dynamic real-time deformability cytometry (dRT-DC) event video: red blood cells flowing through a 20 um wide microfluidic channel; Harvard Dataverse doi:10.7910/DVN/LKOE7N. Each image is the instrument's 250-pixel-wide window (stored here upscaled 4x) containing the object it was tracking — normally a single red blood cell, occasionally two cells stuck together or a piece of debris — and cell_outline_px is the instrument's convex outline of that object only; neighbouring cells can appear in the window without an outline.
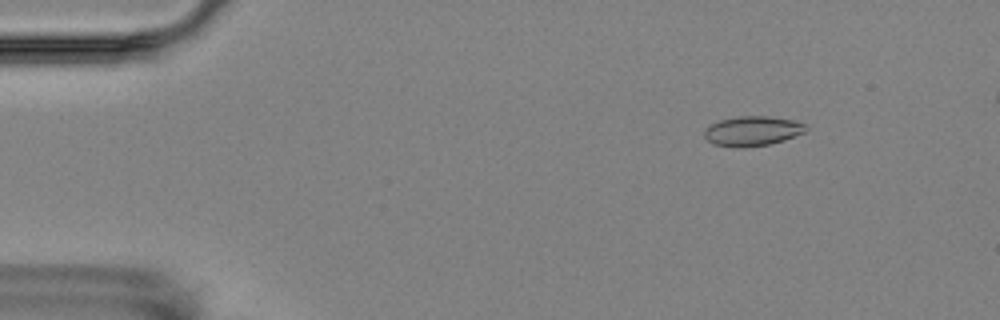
{"species": "Egyptian fruit bat (a non-hibernating species)", "species_latin": "Rousettus aegyptiacus", "temperature_condition": "room temperature", "stored_images_in_passage": 9, "camera_frame_rate_fps": 3000, "um_per_image_px": 0.085, "animal": {"sex": "female"}, "frame": {"image": 1, "passage_image": 3, "time_ms": 2.333, "image_size_px": [1000, 320], "cell_outline_px": [[808, 128], [804, 132], [784, 140], [768, 144], [740, 148], [736, 148], [712, 144], [704, 136], [704, 128], [720, 120], [740, 116], [768, 116], [792, 120], [808, 124]], "centroid_in_image_um": [63.95, 11.14], "position_along_channel_um": 21.1, "area_um2": 17.63}}
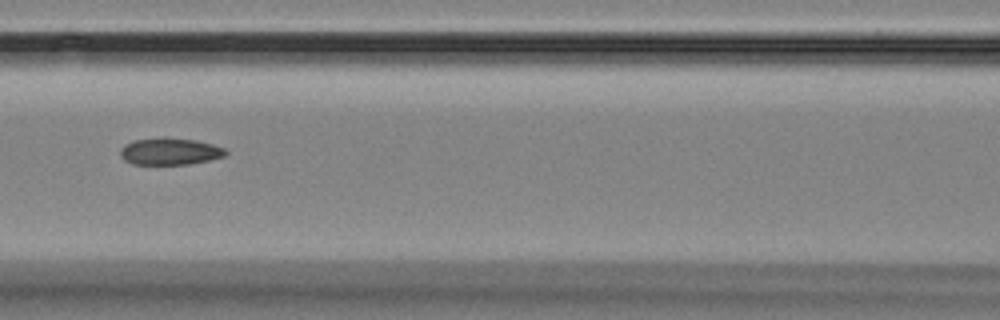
{"frame": {"image": 2, "passage_image": 8, "time_ms": 8.333, "image_size_px": [1000, 320], "cell_outline_px": [[228, 152], [224, 156], [208, 160], [188, 164], [132, 164], [124, 160], [120, 156], [120, 148], [124, 144], [132, 140], [164, 136], [196, 140], [212, 144], [224, 148]], "centroid_in_image_um": [14.39, 12.85], "position_along_channel_um": 152.2, "area_um2": 16.76}}
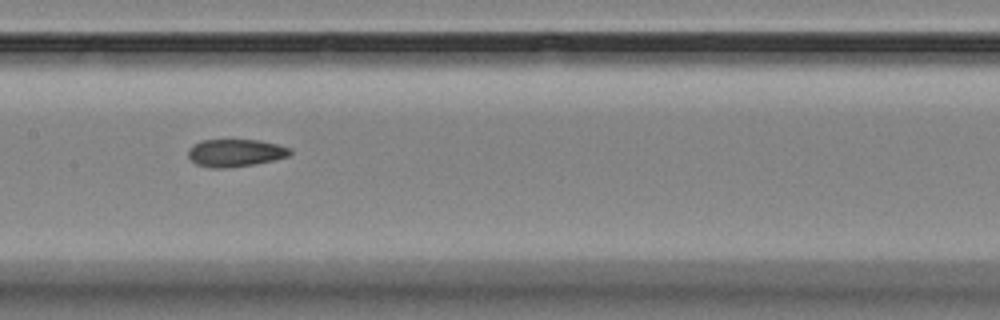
{"frame": {"image": 3, "passage_image": 9, "time_ms": 9.333, "image_size_px": [1000, 320], "cell_outline_px": [[292, 152], [288, 156], [272, 160], [252, 164], [224, 168], [212, 168], [196, 164], [188, 156], [188, 148], [192, 144], [200, 140], [260, 140], [292, 148]], "centroid_in_image_um": [19.98, 12.98], "position_along_channel_um": 187.4, "area_um2": 16.3}}